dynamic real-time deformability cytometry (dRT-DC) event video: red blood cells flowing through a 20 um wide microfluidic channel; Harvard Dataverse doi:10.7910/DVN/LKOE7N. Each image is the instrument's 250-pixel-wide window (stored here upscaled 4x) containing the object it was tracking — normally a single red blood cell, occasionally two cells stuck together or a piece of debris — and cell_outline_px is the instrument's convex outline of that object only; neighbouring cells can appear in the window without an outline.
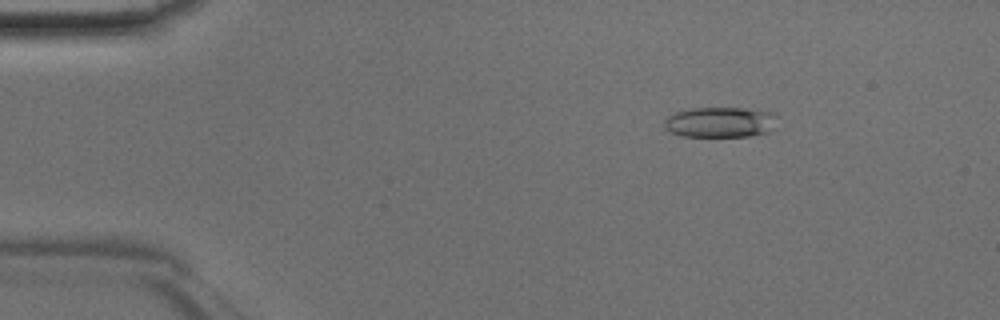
{"species": "Egyptian fruit bat (a non-hibernating species)", "species_latin": "Rousettus aegyptiacus", "temperature_condition": "room temperature", "stored_images_in_passage": 46, "camera_frame_rate_fps": 3000, "um_per_image_px": 0.085, "animal": {"sex": "male"}, "frame": {"image": 1, "passage_image": 7, "time_ms": 2.0, "image_size_px": [1000, 320], "cell_outline_px": [[768, 116], [764, 132], [748, 136], [680, 136], [664, 128], [664, 120], [668, 116], [676, 112], [692, 108], [744, 108], [768, 112]], "centroid_in_image_um": [60.94, 10.38], "position_along_channel_um": 24.1, "area_um2": 18.79}}
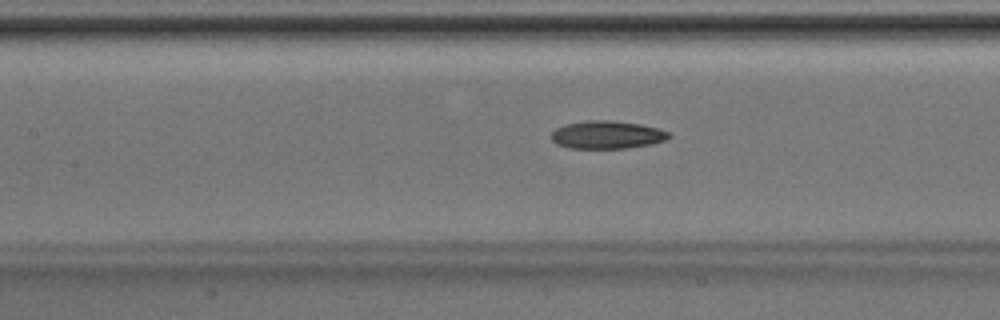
{"frame": {"image": 2, "passage_image": 21, "time_ms": 6.667, "image_size_px": [1000, 320], "cell_outline_px": [[672, 136], [668, 140], [652, 144], [624, 148], [568, 148], [556, 144], [552, 140], [552, 132], [556, 128], [564, 124], [584, 120], [612, 120], [640, 124], [660, 128], [668, 132]], "centroid_in_image_um": [51.62, 11.45], "position_along_channel_um": 155.8, "area_um2": 19.36}}
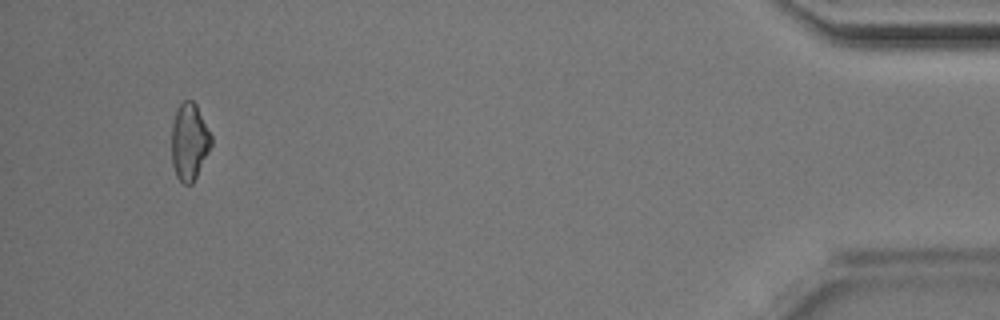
{"frame": {"image": 3, "passage_image": 44, "time_ms": 14.333, "image_size_px": [1000, 320], "cell_outline_px": [[212, 144], [192, 184], [184, 184], [176, 176], [172, 164], [172, 124], [176, 108], [184, 100], [192, 100], [196, 104], [212, 136]], "centroid_in_image_um": [16.08, 12.02], "position_along_channel_um": 419.1, "area_um2": 17.69}}